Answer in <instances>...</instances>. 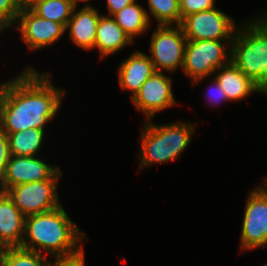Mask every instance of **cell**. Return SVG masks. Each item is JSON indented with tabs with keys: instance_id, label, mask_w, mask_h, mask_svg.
<instances>
[{
	"instance_id": "obj_1",
	"label": "cell",
	"mask_w": 267,
	"mask_h": 266,
	"mask_svg": "<svg viewBox=\"0 0 267 266\" xmlns=\"http://www.w3.org/2000/svg\"><path fill=\"white\" fill-rule=\"evenodd\" d=\"M51 73L26 67L0 86V130L4 133L43 129L60 110L65 90L51 82Z\"/></svg>"
},
{
	"instance_id": "obj_2",
	"label": "cell",
	"mask_w": 267,
	"mask_h": 266,
	"mask_svg": "<svg viewBox=\"0 0 267 266\" xmlns=\"http://www.w3.org/2000/svg\"><path fill=\"white\" fill-rule=\"evenodd\" d=\"M24 236L21 248L40 254L43 251L54 258L78 254L83 250L81 241L87 238L62 205L49 212L25 217Z\"/></svg>"
},
{
	"instance_id": "obj_3",
	"label": "cell",
	"mask_w": 267,
	"mask_h": 266,
	"mask_svg": "<svg viewBox=\"0 0 267 266\" xmlns=\"http://www.w3.org/2000/svg\"><path fill=\"white\" fill-rule=\"evenodd\" d=\"M237 28L230 62L261 89L267 84V21L250 18Z\"/></svg>"
},
{
	"instance_id": "obj_4",
	"label": "cell",
	"mask_w": 267,
	"mask_h": 266,
	"mask_svg": "<svg viewBox=\"0 0 267 266\" xmlns=\"http://www.w3.org/2000/svg\"><path fill=\"white\" fill-rule=\"evenodd\" d=\"M145 120L141 130L139 168L174 161L190 144L196 123L176 122L159 125Z\"/></svg>"
},
{
	"instance_id": "obj_5",
	"label": "cell",
	"mask_w": 267,
	"mask_h": 266,
	"mask_svg": "<svg viewBox=\"0 0 267 266\" xmlns=\"http://www.w3.org/2000/svg\"><path fill=\"white\" fill-rule=\"evenodd\" d=\"M232 40H187L182 72L192 84L230 63Z\"/></svg>"
},
{
	"instance_id": "obj_6",
	"label": "cell",
	"mask_w": 267,
	"mask_h": 266,
	"mask_svg": "<svg viewBox=\"0 0 267 266\" xmlns=\"http://www.w3.org/2000/svg\"><path fill=\"white\" fill-rule=\"evenodd\" d=\"M61 177L62 171L58 168L48 179L18 184L9 188L6 193L25 217L49 212L62 205L57 193V184Z\"/></svg>"
},
{
	"instance_id": "obj_7",
	"label": "cell",
	"mask_w": 267,
	"mask_h": 266,
	"mask_svg": "<svg viewBox=\"0 0 267 266\" xmlns=\"http://www.w3.org/2000/svg\"><path fill=\"white\" fill-rule=\"evenodd\" d=\"M150 40L151 61L157 72L183 68L187 38L180 25H156Z\"/></svg>"
},
{
	"instance_id": "obj_8",
	"label": "cell",
	"mask_w": 267,
	"mask_h": 266,
	"mask_svg": "<svg viewBox=\"0 0 267 266\" xmlns=\"http://www.w3.org/2000/svg\"><path fill=\"white\" fill-rule=\"evenodd\" d=\"M180 26L187 40H233L238 28L233 18L216 7L184 17Z\"/></svg>"
},
{
	"instance_id": "obj_9",
	"label": "cell",
	"mask_w": 267,
	"mask_h": 266,
	"mask_svg": "<svg viewBox=\"0 0 267 266\" xmlns=\"http://www.w3.org/2000/svg\"><path fill=\"white\" fill-rule=\"evenodd\" d=\"M240 251L267 246V190L258 185L250 191L245 205Z\"/></svg>"
},
{
	"instance_id": "obj_10",
	"label": "cell",
	"mask_w": 267,
	"mask_h": 266,
	"mask_svg": "<svg viewBox=\"0 0 267 266\" xmlns=\"http://www.w3.org/2000/svg\"><path fill=\"white\" fill-rule=\"evenodd\" d=\"M172 90L170 77L155 71L131 100L137 110L146 116L145 120H152L157 113L178 103Z\"/></svg>"
},
{
	"instance_id": "obj_11",
	"label": "cell",
	"mask_w": 267,
	"mask_h": 266,
	"mask_svg": "<svg viewBox=\"0 0 267 266\" xmlns=\"http://www.w3.org/2000/svg\"><path fill=\"white\" fill-rule=\"evenodd\" d=\"M16 23L22 41L34 51L55 44L66 32L62 24L41 18L31 9H21Z\"/></svg>"
},
{
	"instance_id": "obj_12",
	"label": "cell",
	"mask_w": 267,
	"mask_h": 266,
	"mask_svg": "<svg viewBox=\"0 0 267 266\" xmlns=\"http://www.w3.org/2000/svg\"><path fill=\"white\" fill-rule=\"evenodd\" d=\"M58 168L36 156L11 155L0 190L6 192L18 184L43 181L48 179Z\"/></svg>"
},
{
	"instance_id": "obj_13",
	"label": "cell",
	"mask_w": 267,
	"mask_h": 266,
	"mask_svg": "<svg viewBox=\"0 0 267 266\" xmlns=\"http://www.w3.org/2000/svg\"><path fill=\"white\" fill-rule=\"evenodd\" d=\"M100 16L96 7L90 4L79 10L75 7L65 28L71 41L84 50H93Z\"/></svg>"
},
{
	"instance_id": "obj_14",
	"label": "cell",
	"mask_w": 267,
	"mask_h": 266,
	"mask_svg": "<svg viewBox=\"0 0 267 266\" xmlns=\"http://www.w3.org/2000/svg\"><path fill=\"white\" fill-rule=\"evenodd\" d=\"M154 72L155 68L149 55L136 50L119 65V86L123 90H129L133 98Z\"/></svg>"
},
{
	"instance_id": "obj_15",
	"label": "cell",
	"mask_w": 267,
	"mask_h": 266,
	"mask_svg": "<svg viewBox=\"0 0 267 266\" xmlns=\"http://www.w3.org/2000/svg\"><path fill=\"white\" fill-rule=\"evenodd\" d=\"M24 226L25 216L8 194L0 191V240L7 247H20Z\"/></svg>"
},
{
	"instance_id": "obj_16",
	"label": "cell",
	"mask_w": 267,
	"mask_h": 266,
	"mask_svg": "<svg viewBox=\"0 0 267 266\" xmlns=\"http://www.w3.org/2000/svg\"><path fill=\"white\" fill-rule=\"evenodd\" d=\"M213 75H215V79L226 93L228 102H236L246 98L251 93L261 94L262 92L258 85L231 62L217 69Z\"/></svg>"
},
{
	"instance_id": "obj_17",
	"label": "cell",
	"mask_w": 267,
	"mask_h": 266,
	"mask_svg": "<svg viewBox=\"0 0 267 266\" xmlns=\"http://www.w3.org/2000/svg\"><path fill=\"white\" fill-rule=\"evenodd\" d=\"M132 43L133 41L112 16L103 14L100 16L93 49L99 50L101 59L117 53Z\"/></svg>"
},
{
	"instance_id": "obj_18",
	"label": "cell",
	"mask_w": 267,
	"mask_h": 266,
	"mask_svg": "<svg viewBox=\"0 0 267 266\" xmlns=\"http://www.w3.org/2000/svg\"><path fill=\"white\" fill-rule=\"evenodd\" d=\"M147 14L148 11L134 1L132 4L125 6L115 13L112 17L134 42V38L142 35L144 32L146 33L150 27L151 23Z\"/></svg>"
},
{
	"instance_id": "obj_19",
	"label": "cell",
	"mask_w": 267,
	"mask_h": 266,
	"mask_svg": "<svg viewBox=\"0 0 267 266\" xmlns=\"http://www.w3.org/2000/svg\"><path fill=\"white\" fill-rule=\"evenodd\" d=\"M6 134L9 139L10 153L13 156H37L45 139L44 130L36 128Z\"/></svg>"
},
{
	"instance_id": "obj_20",
	"label": "cell",
	"mask_w": 267,
	"mask_h": 266,
	"mask_svg": "<svg viewBox=\"0 0 267 266\" xmlns=\"http://www.w3.org/2000/svg\"><path fill=\"white\" fill-rule=\"evenodd\" d=\"M74 8L70 0H45L34 5L31 10L39 17L58 22L66 28Z\"/></svg>"
},
{
	"instance_id": "obj_21",
	"label": "cell",
	"mask_w": 267,
	"mask_h": 266,
	"mask_svg": "<svg viewBox=\"0 0 267 266\" xmlns=\"http://www.w3.org/2000/svg\"><path fill=\"white\" fill-rule=\"evenodd\" d=\"M149 10L147 14L149 21L151 17L157 20V25H180V5L178 0H148Z\"/></svg>"
},
{
	"instance_id": "obj_22",
	"label": "cell",
	"mask_w": 267,
	"mask_h": 266,
	"mask_svg": "<svg viewBox=\"0 0 267 266\" xmlns=\"http://www.w3.org/2000/svg\"><path fill=\"white\" fill-rule=\"evenodd\" d=\"M49 263L43 254L21 247H7L1 266H49Z\"/></svg>"
},
{
	"instance_id": "obj_23",
	"label": "cell",
	"mask_w": 267,
	"mask_h": 266,
	"mask_svg": "<svg viewBox=\"0 0 267 266\" xmlns=\"http://www.w3.org/2000/svg\"><path fill=\"white\" fill-rule=\"evenodd\" d=\"M20 11L19 0H0V21L7 28L16 24Z\"/></svg>"
},
{
	"instance_id": "obj_24",
	"label": "cell",
	"mask_w": 267,
	"mask_h": 266,
	"mask_svg": "<svg viewBox=\"0 0 267 266\" xmlns=\"http://www.w3.org/2000/svg\"><path fill=\"white\" fill-rule=\"evenodd\" d=\"M179 5L181 21L184 17L190 14L198 13L216 7L214 6L215 0H180Z\"/></svg>"
},
{
	"instance_id": "obj_25",
	"label": "cell",
	"mask_w": 267,
	"mask_h": 266,
	"mask_svg": "<svg viewBox=\"0 0 267 266\" xmlns=\"http://www.w3.org/2000/svg\"><path fill=\"white\" fill-rule=\"evenodd\" d=\"M10 157L11 153L8 136L6 133L0 130V186L2 185L6 172V166L10 160Z\"/></svg>"
},
{
	"instance_id": "obj_26",
	"label": "cell",
	"mask_w": 267,
	"mask_h": 266,
	"mask_svg": "<svg viewBox=\"0 0 267 266\" xmlns=\"http://www.w3.org/2000/svg\"><path fill=\"white\" fill-rule=\"evenodd\" d=\"M208 91H207L208 92L207 96L209 95V97H207L208 98L207 100L209 101L211 100L210 103H213L214 105L217 106V104L219 105V103L223 101H226V102L228 101L226 93L224 92L222 87L219 85L215 77L212 79V83L209 86Z\"/></svg>"
},
{
	"instance_id": "obj_27",
	"label": "cell",
	"mask_w": 267,
	"mask_h": 266,
	"mask_svg": "<svg viewBox=\"0 0 267 266\" xmlns=\"http://www.w3.org/2000/svg\"><path fill=\"white\" fill-rule=\"evenodd\" d=\"M136 0H107L108 15L113 16L125 6L132 4Z\"/></svg>"
},
{
	"instance_id": "obj_28",
	"label": "cell",
	"mask_w": 267,
	"mask_h": 266,
	"mask_svg": "<svg viewBox=\"0 0 267 266\" xmlns=\"http://www.w3.org/2000/svg\"><path fill=\"white\" fill-rule=\"evenodd\" d=\"M45 0H19L21 9H31L37 3Z\"/></svg>"
},
{
	"instance_id": "obj_29",
	"label": "cell",
	"mask_w": 267,
	"mask_h": 266,
	"mask_svg": "<svg viewBox=\"0 0 267 266\" xmlns=\"http://www.w3.org/2000/svg\"><path fill=\"white\" fill-rule=\"evenodd\" d=\"M6 249L7 246L0 240V266L2 265Z\"/></svg>"
},
{
	"instance_id": "obj_30",
	"label": "cell",
	"mask_w": 267,
	"mask_h": 266,
	"mask_svg": "<svg viewBox=\"0 0 267 266\" xmlns=\"http://www.w3.org/2000/svg\"><path fill=\"white\" fill-rule=\"evenodd\" d=\"M72 2V4L77 7V4H79V2L82 3H88L90 0H70Z\"/></svg>"
},
{
	"instance_id": "obj_31",
	"label": "cell",
	"mask_w": 267,
	"mask_h": 266,
	"mask_svg": "<svg viewBox=\"0 0 267 266\" xmlns=\"http://www.w3.org/2000/svg\"><path fill=\"white\" fill-rule=\"evenodd\" d=\"M8 29L1 21H0V33L1 31L3 32V30Z\"/></svg>"
},
{
	"instance_id": "obj_32",
	"label": "cell",
	"mask_w": 267,
	"mask_h": 266,
	"mask_svg": "<svg viewBox=\"0 0 267 266\" xmlns=\"http://www.w3.org/2000/svg\"><path fill=\"white\" fill-rule=\"evenodd\" d=\"M261 94L267 95V84H266L265 87L262 89Z\"/></svg>"
},
{
	"instance_id": "obj_33",
	"label": "cell",
	"mask_w": 267,
	"mask_h": 266,
	"mask_svg": "<svg viewBox=\"0 0 267 266\" xmlns=\"http://www.w3.org/2000/svg\"><path fill=\"white\" fill-rule=\"evenodd\" d=\"M264 183H265V184H263L264 185V188L267 190V178L264 179Z\"/></svg>"
},
{
	"instance_id": "obj_34",
	"label": "cell",
	"mask_w": 267,
	"mask_h": 266,
	"mask_svg": "<svg viewBox=\"0 0 267 266\" xmlns=\"http://www.w3.org/2000/svg\"><path fill=\"white\" fill-rule=\"evenodd\" d=\"M267 16V14H265L264 16H260L263 20L267 21V18H265Z\"/></svg>"
}]
</instances>
